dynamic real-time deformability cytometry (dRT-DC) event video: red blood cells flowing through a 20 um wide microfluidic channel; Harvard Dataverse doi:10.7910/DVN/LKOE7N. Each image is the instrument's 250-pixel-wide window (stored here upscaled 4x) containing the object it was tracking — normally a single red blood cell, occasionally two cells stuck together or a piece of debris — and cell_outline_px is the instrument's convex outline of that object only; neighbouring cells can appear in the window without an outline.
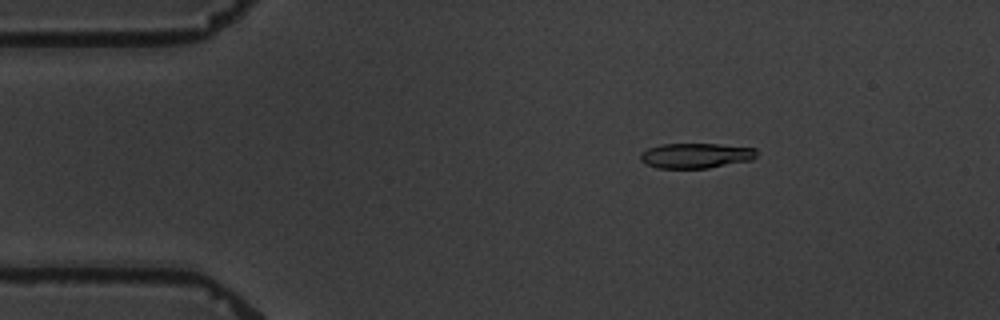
{"species": "common noctule bat (a hibernating species)", "species_latin": "Nyctalus noctula", "temperature_condition": "warm", "stored_images_in_passage": 4, "camera_frame_rate_fps": 3000, "um_per_image_px": 0.085, "animal": {"sex": "male", "body_mass_g": 19.5, "forearm_length_mm": 54.6}, "frame": {"image": 1, "passage_image": 2, "time_ms": 2.333, "image_size_px": [1000, 320], "cell_outline_px": [[756, 156], [752, 160], [708, 168], [656, 168], [640, 160], [640, 152], [648, 148], [660, 144], [720, 144], [756, 148]], "centroid_in_image_um": [59.14, 13.22], "position_along_channel_um": 25.9, "area_um2": 17.05}}